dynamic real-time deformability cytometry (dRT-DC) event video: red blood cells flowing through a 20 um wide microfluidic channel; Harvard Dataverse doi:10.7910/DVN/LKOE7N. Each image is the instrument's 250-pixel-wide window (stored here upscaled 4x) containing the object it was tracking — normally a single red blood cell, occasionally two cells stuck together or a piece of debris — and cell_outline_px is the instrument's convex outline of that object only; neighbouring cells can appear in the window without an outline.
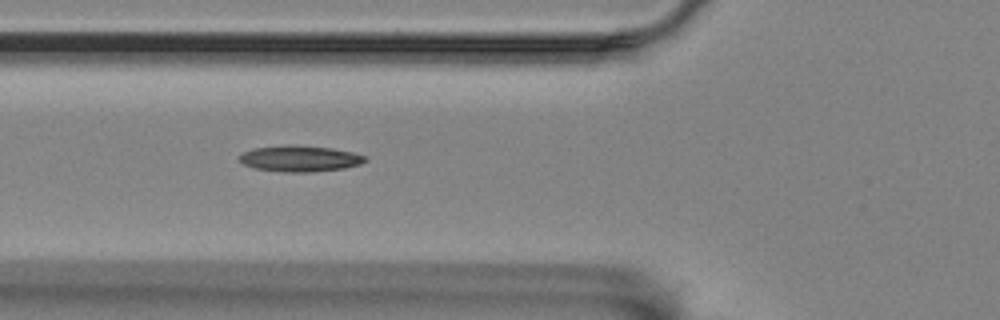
{"species": "Egyptian fruit bat (a non-hibernating species)", "species_latin": "Rousettus aegyptiacus", "temperature_condition": "room temperature", "stored_images_in_passage": 4, "camera_frame_rate_fps": 3000, "um_per_image_px": 0.085, "animal": {"sex": "female"}, "frame": {"image": 1, "passage_image": 4, "time_ms": 3.333, "image_size_px": [1000, 320], "cell_outline_px": [[368, 160], [360, 164], [344, 168], [312, 172], [284, 172], [256, 168], [244, 164], [236, 156], [252, 148], [332, 148], [352, 152], [368, 156]], "centroid_in_image_um": [25.55, 13.53], "position_along_channel_um": 100.3, "area_um2": 18.09}}